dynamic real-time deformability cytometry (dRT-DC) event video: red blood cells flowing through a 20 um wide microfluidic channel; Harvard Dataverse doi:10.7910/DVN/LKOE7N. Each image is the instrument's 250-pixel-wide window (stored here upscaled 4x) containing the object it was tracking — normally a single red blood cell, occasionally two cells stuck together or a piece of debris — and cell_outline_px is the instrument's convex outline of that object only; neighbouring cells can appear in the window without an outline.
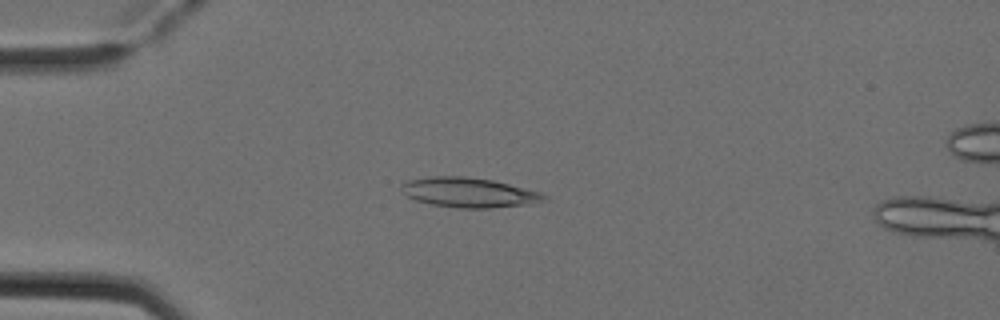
{"species": "Egyptian fruit bat (a non-hibernating species)", "species_latin": "Rousettus aegyptiacus", "temperature_condition": "cold", "stored_images_in_passage": 5, "camera_frame_rate_fps": 3000, "um_per_image_px": 0.085, "animal": {"sex": "female"}, "frame": {"image": 1, "passage_image": 3, "time_ms": 0.667, "image_size_px": [1000, 320], "cell_outline_px": [[548, 200], [528, 204], [488, 208], [456, 208], [432, 204], [416, 200], [408, 196], [400, 188], [400, 184], [408, 180], [436, 176], [464, 176], [492, 180], [540, 192], [548, 196]], "centroid_in_image_um": [39.86, 16.36], "position_along_channel_um": 45.1, "area_um2": 24.57}}
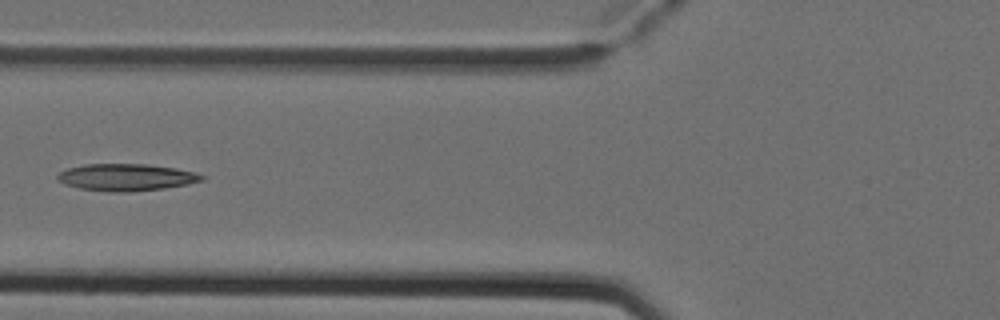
{"frame": {"image": 2, "passage_image": 5, "time_ms": 1.333, "image_size_px": [1000, 320], "cell_outline_px": [[204, 180], [188, 184], [164, 188], [128, 192], [108, 192], [80, 188], [64, 184], [56, 180], [56, 176], [60, 172], [68, 168], [84, 164], [148, 164], [176, 168], [196, 172], [204, 176]], "centroid_in_image_um": [10.72, 15.07], "position_along_channel_um": 115.1, "area_um2": 22.83}}